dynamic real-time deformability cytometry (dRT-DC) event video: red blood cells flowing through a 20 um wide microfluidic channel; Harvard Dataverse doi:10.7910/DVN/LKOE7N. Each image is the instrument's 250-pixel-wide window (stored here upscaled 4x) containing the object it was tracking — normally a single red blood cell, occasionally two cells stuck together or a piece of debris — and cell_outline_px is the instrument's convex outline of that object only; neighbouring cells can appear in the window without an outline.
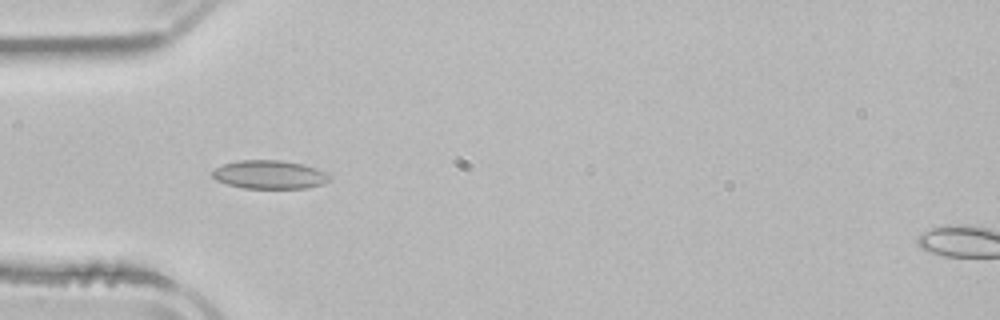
{"species": "common noctule bat (a hibernating species)", "species_latin": "Nyctalus noctula", "temperature_condition": "room temperature", "stored_images_in_passage": 2, "camera_frame_rate_fps": 3000, "um_per_image_px": 0.085, "animal": {"sex": "male", "body_mass_g": 21.5, "forearm_length_mm": 52.0}, "frame": {"image": 1, "passage_image": 2, "time_ms": 1.333, "image_size_px": [1000, 320], "cell_outline_px": [[332, 180], [324, 184], [308, 188], [244, 188], [228, 184], [216, 180], [212, 176], [212, 172], [216, 168], [224, 164], [240, 160], [280, 160], [300, 164], [316, 168], [332, 176]], "centroid_in_image_um": [22.95, 14.85], "position_along_channel_um": 62.0, "area_um2": 19.42}}